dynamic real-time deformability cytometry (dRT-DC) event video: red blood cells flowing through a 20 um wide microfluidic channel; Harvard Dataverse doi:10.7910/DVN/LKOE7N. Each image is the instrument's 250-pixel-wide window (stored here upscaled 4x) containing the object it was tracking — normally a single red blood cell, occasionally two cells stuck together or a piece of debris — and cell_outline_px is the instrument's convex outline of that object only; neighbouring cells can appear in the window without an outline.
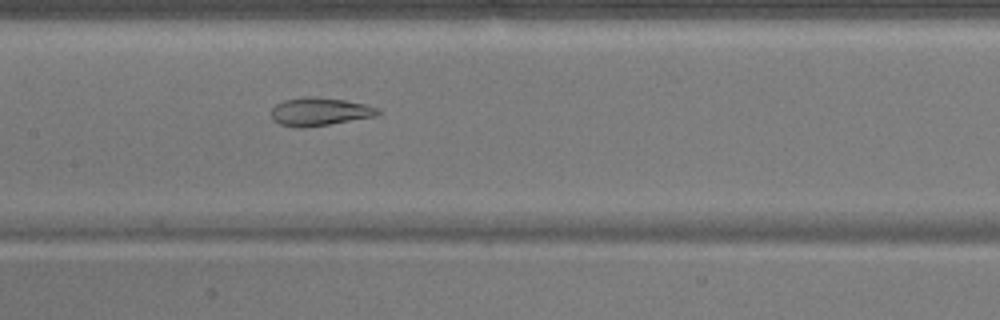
{"species": "common noctule bat (a hibernating species)", "species_latin": "Nyctalus noctula", "temperature_condition": "warm", "stored_images_in_passage": 42, "camera_frame_rate_fps": 3000, "um_per_image_px": 0.085, "animal": {"sex": "male", "body_mass_g": 17.9}, "frame": {"image": 1, "passage_image": 15, "time_ms": 4.667, "image_size_px": [1000, 320], "cell_outline_px": [[384, 112], [376, 116], [328, 124], [300, 128], [296, 128], [280, 124], [272, 120], [272, 108], [276, 104], [284, 100], [304, 96], [308, 96], [344, 100], [364, 104], [380, 108]], "centroid_in_image_um": [27.18, 9.49], "position_along_channel_um": 180.2, "area_um2": 17.46}}
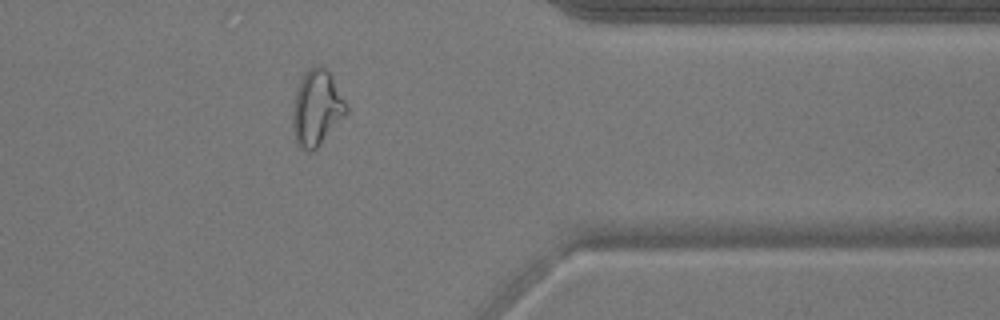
{"frame": {"image": 2, "passage_image": 32, "time_ms": 10.333, "image_size_px": [1000, 320], "cell_outline_px": [[348, 112], [316, 148], [312, 152], [308, 152], [300, 148], [296, 140], [292, 128], [292, 112], [296, 92], [300, 80], [308, 68], [316, 64], [324, 68], [332, 76], [348, 108]], "centroid_in_image_um": [26.9, 9.18], "position_along_channel_um": 384.5, "area_um2": 23.35}}
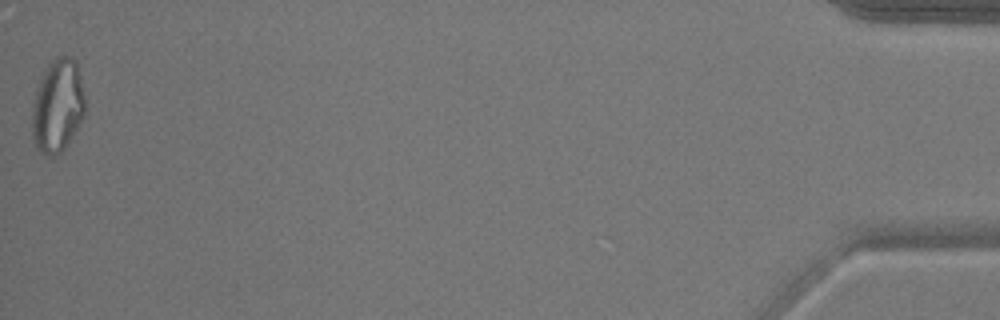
{"frame": {"image": 3, "passage_image": 42, "time_ms": 13.667, "image_size_px": [1000, 320], "cell_outline_px": [[84, 116], [64, 148], [60, 152], [52, 156], [44, 156], [36, 148], [32, 136], [32, 104], [36, 88], [40, 76], [44, 68], [56, 56], [68, 56], [76, 60], [84, 96]], "centroid_in_image_um": [4.86, 8.98], "position_along_channel_um": 430.3, "area_um2": 28.9}, "authors_computed_cell_mechanics": {"area_um2": 20.808, "velocity_mm_per_s": 3.8635, "shape_relaxation_time_tau1_ms": null, "shape_relaxation_time_tau2_ms": 1.8469, "deformation_change_tau1": null, "deformation_change_tau2": 0.0887}}